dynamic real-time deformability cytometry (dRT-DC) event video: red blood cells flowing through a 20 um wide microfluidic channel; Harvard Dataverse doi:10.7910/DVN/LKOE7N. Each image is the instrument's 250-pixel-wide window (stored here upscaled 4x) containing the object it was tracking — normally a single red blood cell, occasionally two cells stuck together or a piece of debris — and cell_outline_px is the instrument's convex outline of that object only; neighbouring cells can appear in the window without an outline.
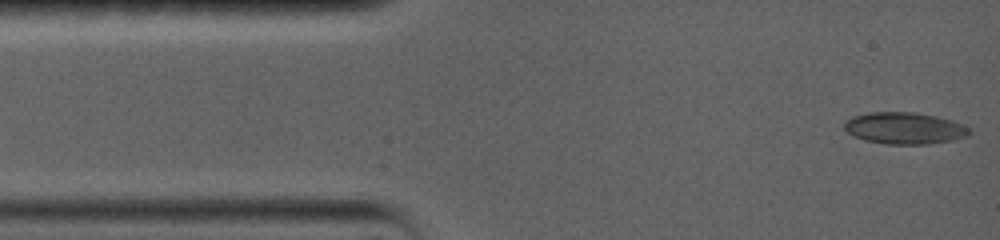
{"species": "common noctule bat (a hibernating species)", "species_latin": "Nyctalus noctula", "temperature_condition": "warm", "stored_images_in_passage": 21, "camera_frame_rate_fps": 5000, "um_per_image_px": 0.085, "animal": {"sex": "female", "body_mass_g": 19.0, "forearm_length_mm": 56.7}, "frame": {"image": 1, "passage_image": 1, "time_ms": 0.0, "image_size_px": [1000, 240], "cell_outline_px": [[972, 132], [968, 136], [952, 140], [928, 144], [888, 144], [864, 140], [848, 132], [844, 128], [844, 124], [852, 116], [868, 112], [912, 112], [936, 116], [952, 120], [968, 128]], "centroid_in_image_um": [76.89, 10.89], "position_along_channel_um": 8.1, "area_um2": 22.95}}
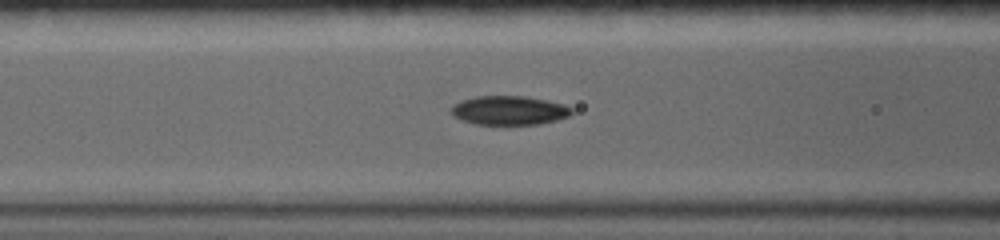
{"frame": {"image": 2, "passage_image": 15, "time_ms": 5.2, "image_size_px": [1000, 240], "cell_outline_px": [[572, 112], [568, 116], [556, 120], [540, 124], [476, 124], [460, 120], [452, 116], [448, 112], [448, 108], [452, 104], [460, 100], [476, 96], [524, 96], [564, 104], [572, 108]], "centroid_in_image_um": [43.18, 9.38], "position_along_channel_um": 123.4, "area_um2": 20.58}}
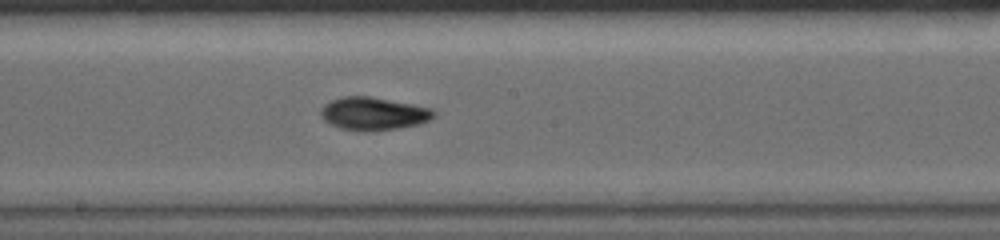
{"frame": {"image": 3, "passage_image": 21, "time_ms": 7.8, "image_size_px": [1000, 240], "cell_outline_px": [[436, 116], [432, 120], [420, 124], [396, 128], [340, 128], [324, 120], [320, 116], [320, 108], [324, 104], [332, 100], [344, 96], [368, 96], [412, 104], [432, 108], [436, 112]], "centroid_in_image_um": [31.78, 9.61], "position_along_channel_um": 216.4, "area_um2": 20.98}}